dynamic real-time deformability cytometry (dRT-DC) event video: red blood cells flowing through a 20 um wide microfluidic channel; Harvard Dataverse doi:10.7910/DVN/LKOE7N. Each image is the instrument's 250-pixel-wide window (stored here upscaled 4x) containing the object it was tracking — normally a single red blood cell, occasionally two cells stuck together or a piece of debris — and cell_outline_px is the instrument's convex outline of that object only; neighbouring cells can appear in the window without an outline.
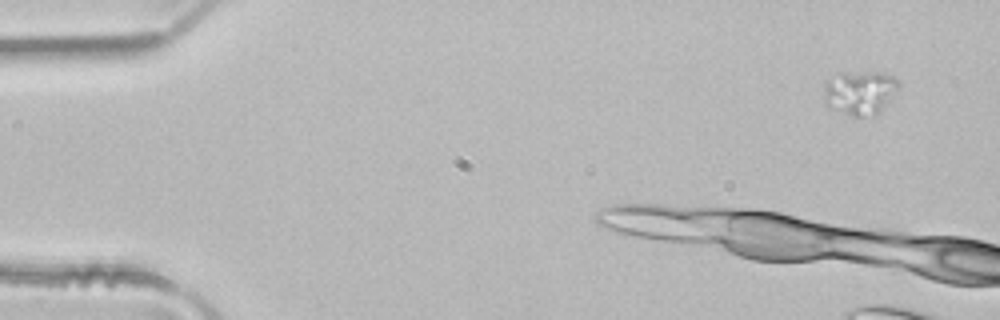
{"species": "common noctule bat (a hibernating species)", "species_latin": "Nyctalus noctula", "temperature_condition": "room temperature", "stored_images_in_passage": 6, "camera_frame_rate_fps": 3000, "um_per_image_px": 0.085, "animal": {"sex": "male", "body_mass_g": 21.5, "forearm_length_mm": 52.0}, "frame": {"image": 1, "passage_image": 1, "time_ms": 0.0, "image_size_px": [1000, 320], "cell_outline_px": [[900, 88], [884, 108], [876, 116], [852, 116], [828, 108], [824, 104], [824, 84], [828, 80], [840, 72], [884, 72], [896, 76], [900, 80]], "centroid_in_image_um": [73.13, 7.86], "position_along_channel_um": 11.9, "area_um2": 19.88}}